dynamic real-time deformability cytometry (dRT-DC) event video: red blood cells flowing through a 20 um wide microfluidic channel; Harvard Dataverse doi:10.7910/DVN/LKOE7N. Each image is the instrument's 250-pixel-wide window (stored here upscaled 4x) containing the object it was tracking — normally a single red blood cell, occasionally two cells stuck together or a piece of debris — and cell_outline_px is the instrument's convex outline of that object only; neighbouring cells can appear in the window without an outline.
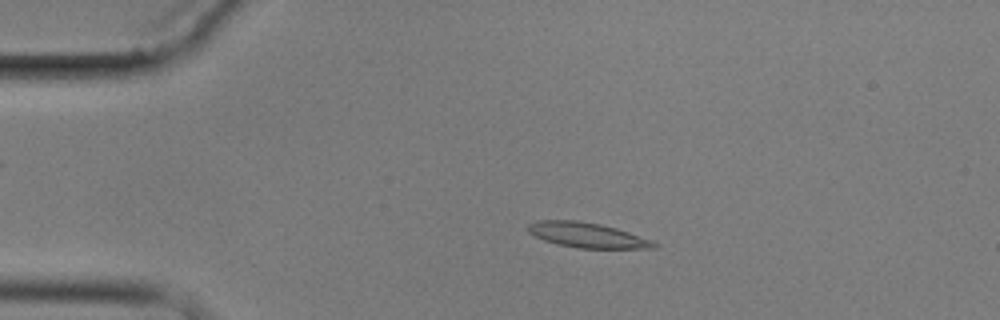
{"species": "common noctule bat (a hibernating species)", "species_latin": "Nyctalus noctula", "temperature_condition": "cold", "stored_images_in_passage": 6, "camera_frame_rate_fps": 3000, "um_per_image_px": 0.085, "animal": {"sex": "male", "body_mass_g": 17.9}, "frame": {"image": 1, "passage_image": 4, "time_ms": 3.333, "image_size_px": [1000, 320], "cell_outline_px": [[660, 244], [656, 248], [576, 248], [556, 244], [544, 240], [528, 232], [528, 224], [536, 220], [576, 220], [600, 224], [616, 228], [652, 240]], "centroid_in_image_um": [49.91, 19.98], "position_along_channel_um": 35.1, "area_um2": 18.38}}
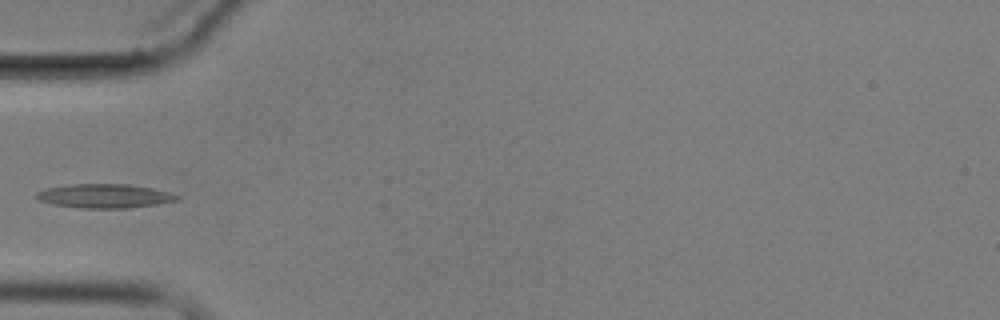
{"frame": {"image": 2, "passage_image": 6, "time_ms": 5.667, "image_size_px": [1000, 320], "cell_outline_px": [[180, 200], [156, 204], [128, 208], [80, 208], [52, 204], [40, 200], [36, 196], [36, 192], [48, 188], [68, 184], [128, 184], [152, 188], [168, 192], [180, 196]], "centroid_in_image_um": [8.9, 16.66], "position_along_channel_um": 76.1, "area_um2": 19.59}}